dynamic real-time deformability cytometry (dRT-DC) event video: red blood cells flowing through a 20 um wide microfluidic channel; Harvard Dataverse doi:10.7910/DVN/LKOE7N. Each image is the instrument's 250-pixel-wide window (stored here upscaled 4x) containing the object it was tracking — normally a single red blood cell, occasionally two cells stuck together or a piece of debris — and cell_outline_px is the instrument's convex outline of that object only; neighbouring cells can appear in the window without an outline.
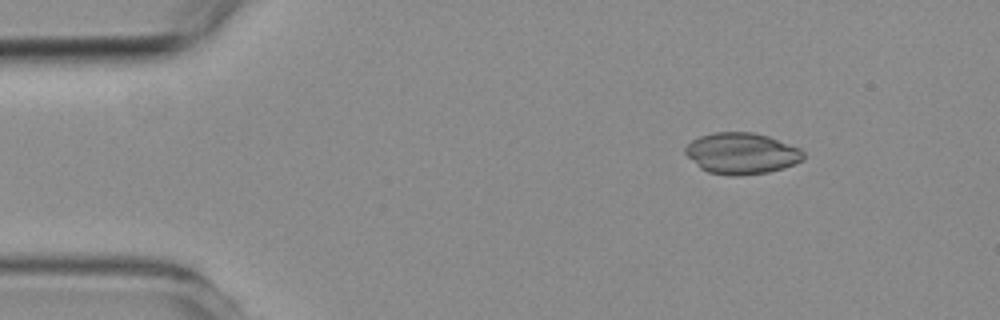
{"species": "common noctule bat (a hibernating species)", "species_latin": "Nyctalus noctula", "temperature_condition": "room temperature", "stored_images_in_passage": 3, "camera_frame_rate_fps": 3000, "um_per_image_px": 0.085, "animal": {"sex": "female", "body_mass_g": 19.3, "forearm_length_mm": 54.1}, "frame": {"image": 1, "passage_image": 1, "time_ms": 0.0, "image_size_px": [1000, 320], "cell_outline_px": [[804, 160], [784, 168], [768, 172], [740, 176], [732, 176], [708, 172], [700, 168], [684, 152], [684, 148], [692, 140], [700, 136], [712, 132], [752, 132], [768, 136], [800, 148], [804, 152]], "centroid_in_image_um": [63.04, 13.04], "position_along_channel_um": 22.0, "area_um2": 28.5}}
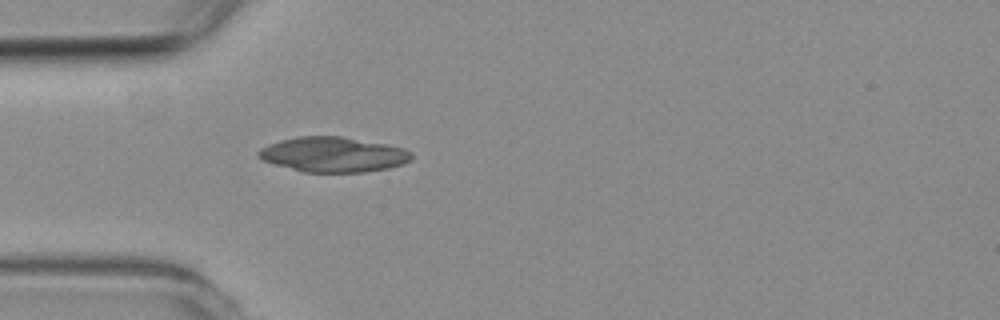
{"frame": {"image": 2, "passage_image": 3, "time_ms": 2.667, "image_size_px": [1000, 320], "cell_outline_px": [[412, 160], [404, 164], [388, 168], [364, 172], [304, 172], [272, 164], [256, 156], [256, 152], [260, 148], [268, 144], [280, 140], [296, 136], [340, 136], [388, 144], [404, 148], [412, 152]], "centroid_in_image_um": [28.32, 13.13], "position_along_channel_um": 56.7, "area_um2": 31.56}}